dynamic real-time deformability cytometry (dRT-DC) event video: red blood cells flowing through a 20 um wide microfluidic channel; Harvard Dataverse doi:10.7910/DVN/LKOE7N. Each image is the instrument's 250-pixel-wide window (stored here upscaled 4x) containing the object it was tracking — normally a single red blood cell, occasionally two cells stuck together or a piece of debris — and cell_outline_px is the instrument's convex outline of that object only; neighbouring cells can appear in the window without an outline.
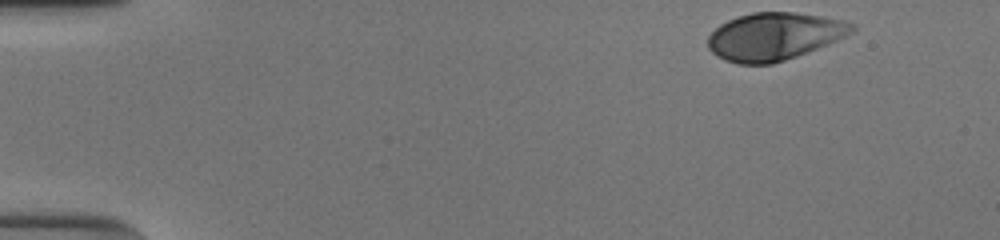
{"species": "human", "species_latin": "Homo sapiens", "temperature_condition": "cold", "stored_images_in_passage": 41, "camera_frame_rate_fps": 3000, "um_per_image_px": 0.085, "donor": {"sex": "male"}, "frame": {"image": 1, "passage_image": 1, "time_ms": 0.0, "image_size_px": [1000, 240], "cell_outline_px": [[856, 28], [852, 32], [828, 44], [796, 56], [772, 64], [736, 64], [724, 60], [716, 56], [708, 48], [708, 36], [720, 24], [728, 20], [752, 12], [792, 12], [820, 16], [844, 20], [856, 24]], "centroid_in_image_um": [65.79, 3.1], "position_along_channel_um": 19.2, "area_um2": 39.82}}
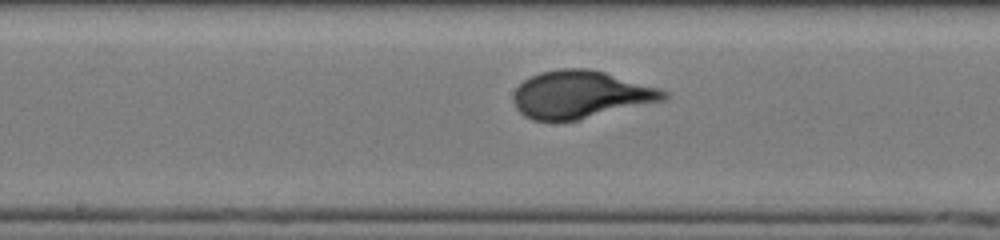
{"frame": {"image": 2, "passage_image": 24, "time_ms": 7.667, "image_size_px": [1000, 240], "cell_outline_px": [[668, 96], [664, 100], [576, 120], [532, 120], [524, 116], [516, 108], [512, 100], [512, 92], [524, 80], [540, 72], [564, 68], [588, 68], [604, 72], [660, 88], [668, 92]], "centroid_in_image_um": [49.32, 8.03], "position_along_channel_um": 198.9, "area_um2": 41.38}}
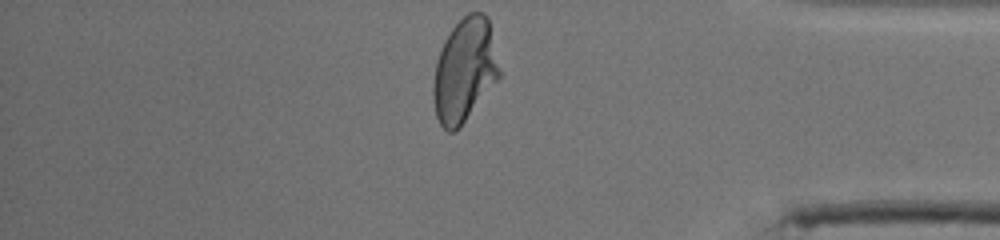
{"frame": {"image": 3, "passage_image": 41, "time_ms": 13.333, "image_size_px": [1000, 240], "cell_outline_px": [[500, 76], [460, 128], [452, 132], [448, 132], [440, 124], [436, 116], [432, 96], [432, 88], [436, 64], [444, 40], [452, 28], [468, 12], [484, 12], [488, 16], [500, 72]], "centroid_in_image_um": [39.48, 5.99], "position_along_channel_um": 395.7, "area_um2": 39.65}, "authors_computed_cell_mechanics": {"area_um2": 40.1132, "velocity_mm_per_s": 3.8691, "shape_relaxation_time_tau1_ms": 3.5547, "shape_relaxation_time_tau2_ms": null, "deformation_change_tau1": 0.1914, "deformation_change_tau2": null}}